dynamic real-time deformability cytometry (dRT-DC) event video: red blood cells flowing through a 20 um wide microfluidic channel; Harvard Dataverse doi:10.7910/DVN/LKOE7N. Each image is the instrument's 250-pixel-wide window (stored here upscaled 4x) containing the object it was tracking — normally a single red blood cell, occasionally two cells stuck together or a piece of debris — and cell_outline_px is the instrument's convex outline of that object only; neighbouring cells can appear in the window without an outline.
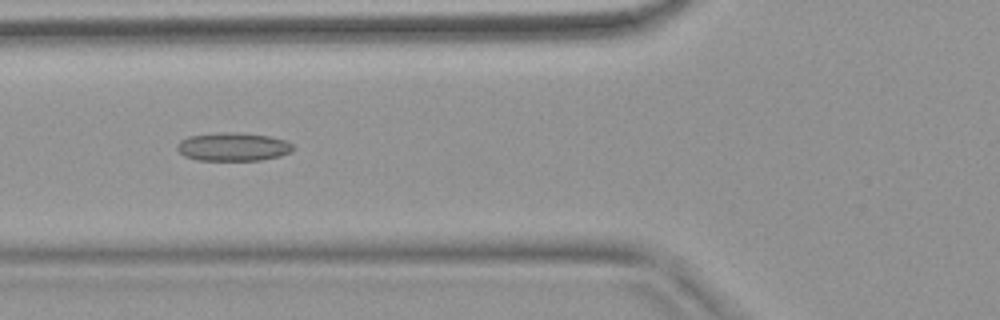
{"species": "common noctule bat (a hibernating species)", "species_latin": "Nyctalus noctula", "temperature_condition": "warm", "stored_images_in_passage": 53, "camera_frame_rate_fps": 3000, "um_per_image_px": 0.085, "animal": {"sex": "female", "body_mass_g": 18.4}, "frame": {"image": 1, "passage_image": 20, "time_ms": 6.333, "image_size_px": [1000, 320], "cell_outline_px": [[292, 152], [280, 156], [260, 160], [200, 160], [184, 156], [176, 148], [176, 144], [180, 140], [188, 136], [220, 132], [244, 132], [272, 136], [284, 140], [292, 144]], "centroid_in_image_um": [19.81, 12.46], "position_along_channel_um": 106.0, "area_um2": 19.36}}
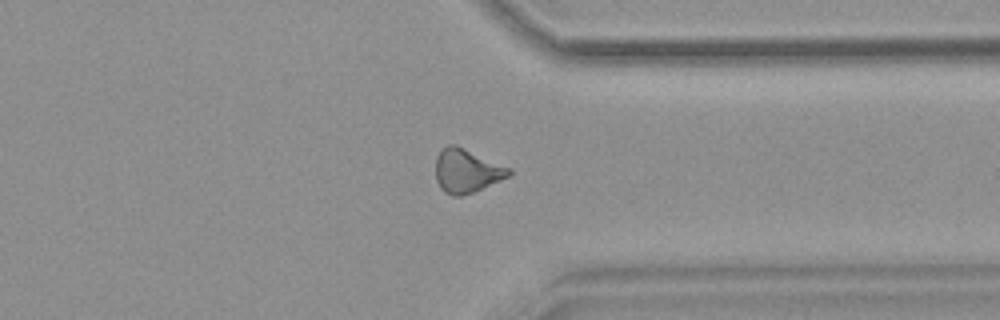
{"frame": {"image": 2, "passage_image": 41, "time_ms": 13.333, "image_size_px": [1000, 320], "cell_outline_px": [[512, 172], [508, 176], [500, 180], [472, 192], [460, 196], [452, 196], [444, 192], [440, 188], [436, 180], [436, 156], [448, 144], [456, 144], [512, 168]], "centroid_in_image_um": [39.66, 14.51], "position_along_channel_um": 371.7, "area_um2": 18.67}}
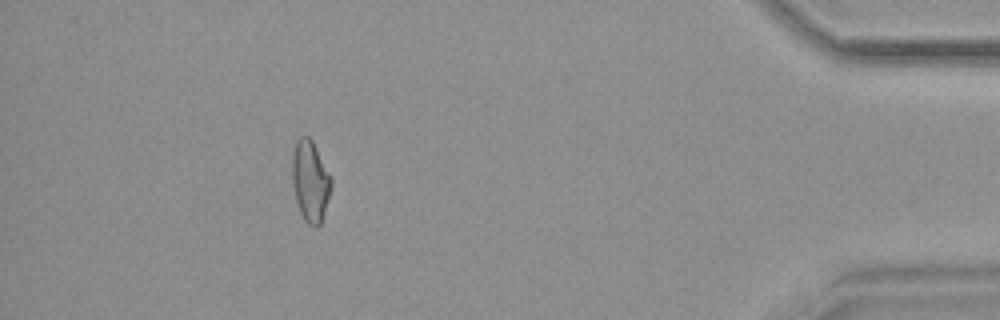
{"frame": {"image": 3, "passage_image": 48, "time_ms": 15.667, "image_size_px": [1000, 320], "cell_outline_px": [[332, 184], [324, 212], [320, 224], [316, 228], [308, 224], [304, 220], [300, 212], [296, 200], [292, 180], [292, 156], [296, 140], [300, 136], [308, 136], [312, 140], [332, 180]], "centroid_in_image_um": [26.35, 15.39], "position_along_channel_um": 408.8, "area_um2": 18.21}, "authors_computed_cell_mechanics": {"area_um2": 18.5538, "velocity_mm_per_s": 3.8268, "shape_relaxation_time_tau1_ms": null, "shape_relaxation_time_tau2_ms": 2.844, "deformation_change_tau1": null, "deformation_change_tau2": 0.1172}}